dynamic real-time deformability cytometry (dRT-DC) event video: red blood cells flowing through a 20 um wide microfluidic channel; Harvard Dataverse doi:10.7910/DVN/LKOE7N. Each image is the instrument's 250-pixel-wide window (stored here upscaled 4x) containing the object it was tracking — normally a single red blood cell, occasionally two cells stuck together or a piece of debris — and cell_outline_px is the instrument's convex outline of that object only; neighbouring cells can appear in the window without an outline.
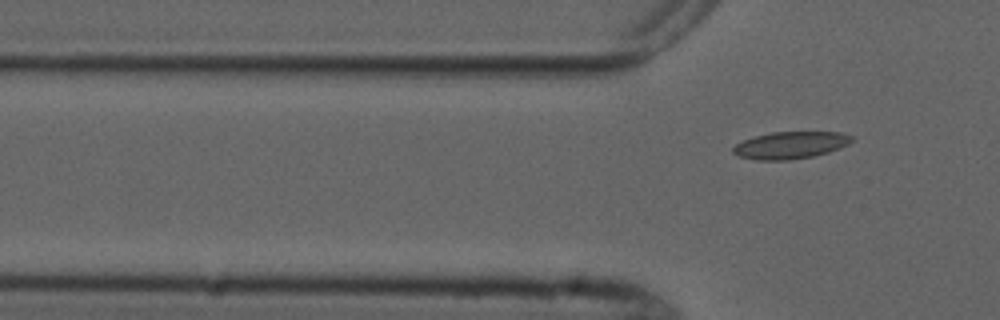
{"species": "common noctule bat (a hibernating species)", "species_latin": "Nyctalus noctula", "temperature_condition": "cold", "stored_images_in_passage": 6, "camera_frame_rate_fps": 3000, "um_per_image_px": 0.085, "animal": {"sex": "male", "forearm_length_mm": 52.5}, "frame": {"image": 1, "passage_image": 6, "time_ms": 6.667, "image_size_px": [1000, 320], "cell_outline_px": [[852, 140], [848, 144], [840, 148], [828, 152], [812, 156], [792, 160], [756, 160], [736, 156], [732, 152], [732, 148], [736, 144], [744, 140], [756, 136], [772, 132], [840, 132], [852, 136]], "centroid_in_image_um": [67.16, 12.35], "position_along_channel_um": 58.6, "area_um2": 18.73}}